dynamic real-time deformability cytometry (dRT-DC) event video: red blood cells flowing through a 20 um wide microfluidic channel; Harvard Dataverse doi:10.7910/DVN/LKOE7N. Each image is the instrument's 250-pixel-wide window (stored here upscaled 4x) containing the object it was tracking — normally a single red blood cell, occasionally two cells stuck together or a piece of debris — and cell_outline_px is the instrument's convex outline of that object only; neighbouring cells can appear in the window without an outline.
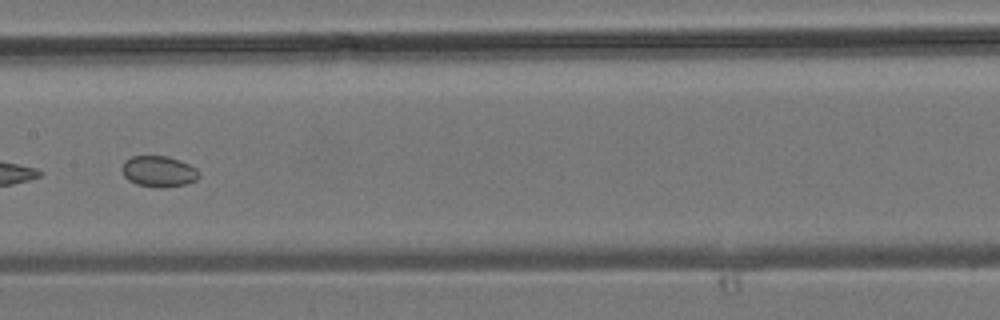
{"species": "common noctule bat (a hibernating species)", "species_latin": "Nyctalus noctula", "temperature_condition": "room temperature", "stored_images_in_passage": 29, "camera_frame_rate_fps": 3000, "um_per_image_px": 0.085, "animal": {"sex": "male", "body_mass_g": 19.2, "forearm_length_mm": 51.8}, "frame": {"image": 1, "passage_image": 13, "time_ms": 4.0, "image_size_px": [1000, 320], "cell_outline_px": [[200, 176], [196, 180], [184, 184], [160, 188], [136, 184], [128, 180], [124, 176], [120, 168], [124, 160], [132, 156], [168, 156], [180, 160], [196, 168], [200, 172]], "centroid_in_image_um": [13.47, 14.56], "position_along_channel_um": 193.9, "area_um2": 14.05}}